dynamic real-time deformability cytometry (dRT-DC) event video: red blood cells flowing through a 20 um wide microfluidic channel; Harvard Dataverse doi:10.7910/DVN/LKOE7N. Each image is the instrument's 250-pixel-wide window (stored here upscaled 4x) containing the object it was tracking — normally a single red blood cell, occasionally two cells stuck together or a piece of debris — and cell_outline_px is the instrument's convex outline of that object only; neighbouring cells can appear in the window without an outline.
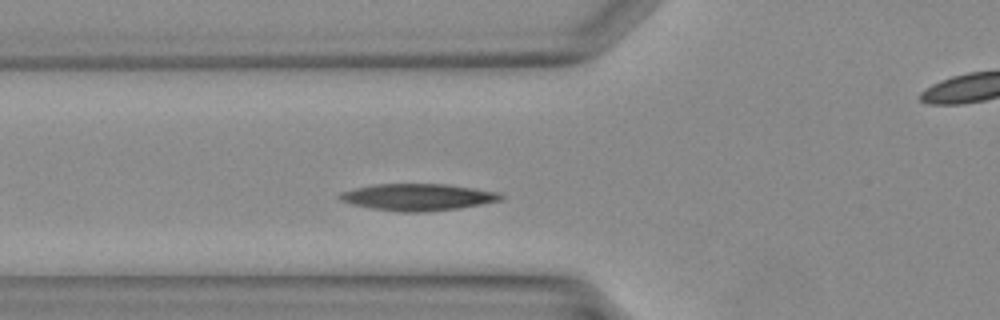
{"species": "Egyptian fruit bat (a non-hibernating species)", "species_latin": "Rousettus aegyptiacus", "temperature_condition": "warm", "stored_images_in_passage": 31, "camera_frame_rate_fps": 3000, "um_per_image_px": 0.085, "animal": {"sex": "female"}, "frame": {"image": 1, "passage_image": 6, "time_ms": 1.667, "image_size_px": [1000, 320], "cell_outline_px": [[504, 200], [460, 208], [420, 212], [400, 212], [372, 208], [352, 204], [340, 200], [336, 196], [340, 192], [372, 184], [444, 184], [500, 192], [504, 196]], "centroid_in_image_um": [35.52, 16.75], "position_along_channel_um": 90.3, "area_um2": 25.2}}
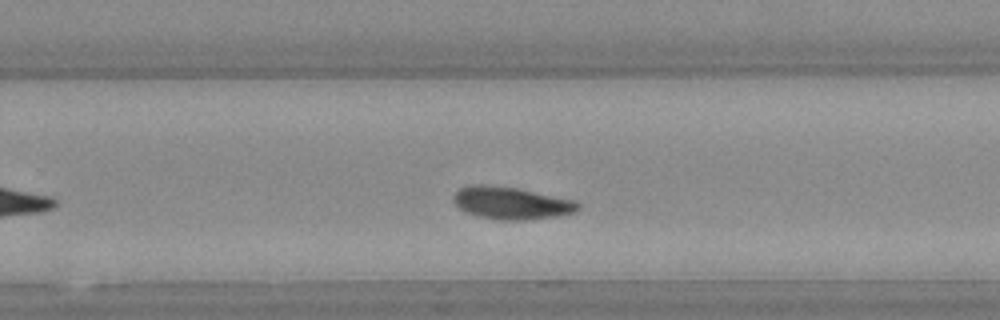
{"frame": {"image": 2, "passage_image": 17, "time_ms": 5.333, "image_size_px": [1000, 320], "cell_outline_px": [[580, 208], [576, 212], [560, 216], [528, 220], [500, 220], [476, 216], [464, 212], [452, 200], [452, 196], [460, 188], [468, 184], [488, 184], [516, 188], [576, 200], [580, 204]], "centroid_in_image_um": [43.46, 17.26], "position_along_channel_um": 286.3, "area_um2": 23.93}}
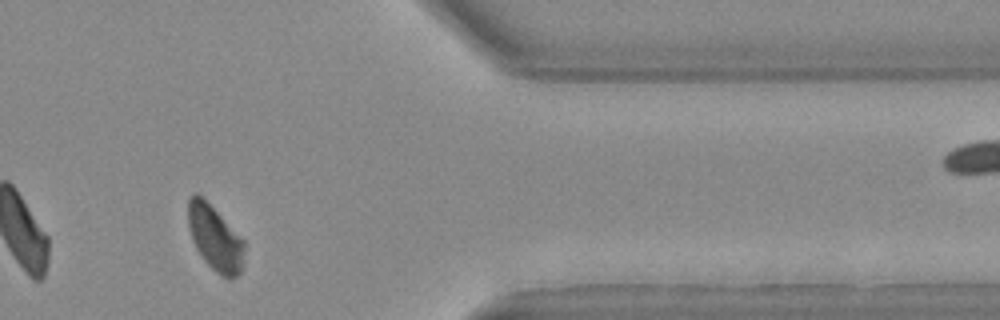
{"frame": {"image": 3, "passage_image": 24, "time_ms": 7.667, "image_size_px": [1000, 320], "cell_outline_px": [[244, 264], [240, 272], [236, 276], [228, 280], [220, 276], [200, 256], [192, 240], [188, 224], [188, 200], [196, 192], [244, 240]], "centroid_in_image_um": [18.28, 20.31], "position_along_channel_um": 393.1, "area_um2": 21.04}}